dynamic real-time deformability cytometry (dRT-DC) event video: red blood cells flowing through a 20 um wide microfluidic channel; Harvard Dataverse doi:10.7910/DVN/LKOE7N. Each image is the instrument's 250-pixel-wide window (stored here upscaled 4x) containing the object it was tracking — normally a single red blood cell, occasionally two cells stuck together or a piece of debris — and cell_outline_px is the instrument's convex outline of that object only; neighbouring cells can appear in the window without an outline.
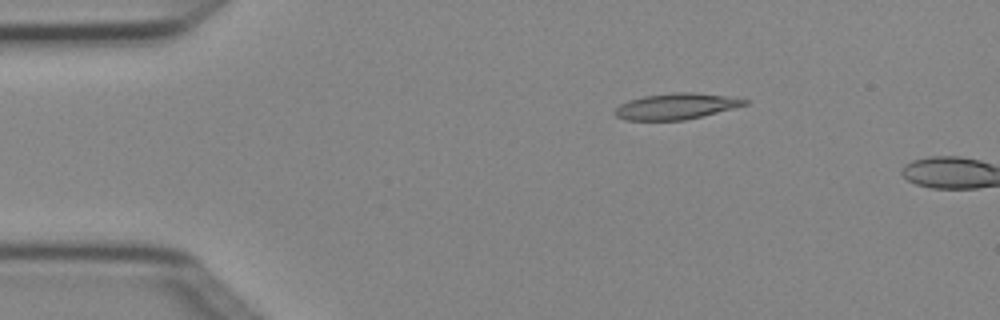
{"species": "Egyptian fruit bat (a non-hibernating species)", "species_latin": "Rousettus aegyptiacus", "temperature_condition": "cold", "stored_images_in_passage": 3, "camera_frame_rate_fps": 3000, "um_per_image_px": 0.085, "animal": {"sex": "female"}, "frame": {"image": 1, "passage_image": 2, "time_ms": 0.333, "image_size_px": [1000, 320], "cell_outline_px": [[748, 104], [684, 120], [624, 120], [616, 116], [612, 112], [620, 104], [628, 100], [644, 96], [672, 92], [696, 92], [724, 96], [748, 100]], "centroid_in_image_um": [57.39, 9.03], "position_along_channel_um": 27.6, "area_um2": 19.48}}